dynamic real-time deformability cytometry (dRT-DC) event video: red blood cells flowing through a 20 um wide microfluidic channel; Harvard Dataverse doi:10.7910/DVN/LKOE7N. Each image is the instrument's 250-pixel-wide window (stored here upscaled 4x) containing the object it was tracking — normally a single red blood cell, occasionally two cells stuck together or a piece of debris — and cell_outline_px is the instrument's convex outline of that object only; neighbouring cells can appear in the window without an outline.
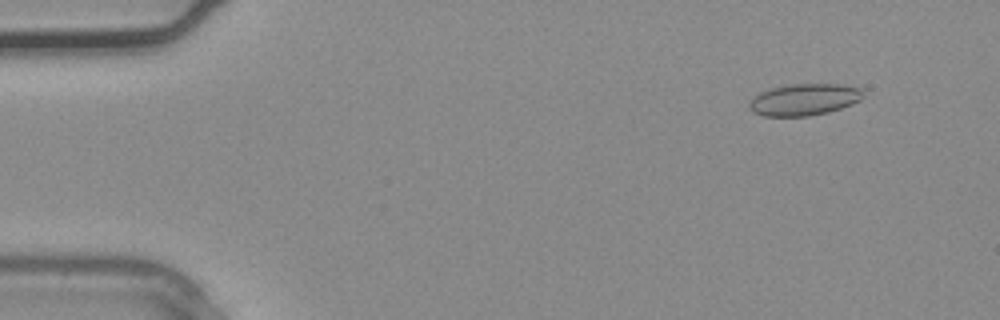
{"species": "common noctule bat (a hibernating species)", "species_latin": "Nyctalus noctula", "temperature_condition": "warm", "stored_images_in_passage": 37, "camera_frame_rate_fps": 3000, "um_per_image_px": 0.085, "animal": {"sex": "male", "body_mass_g": 20.4}, "frame": {"image": 1, "passage_image": 4, "time_ms": 1.0, "image_size_px": [1000, 320], "cell_outline_px": [[864, 96], [860, 100], [852, 104], [828, 112], [808, 116], [764, 116], [752, 112], [748, 108], [748, 104], [760, 92], [768, 88], [792, 84], [840, 84], [864, 88]], "centroid_in_image_um": [68.37, 8.46], "position_along_channel_um": 16.6, "area_um2": 21.21}}
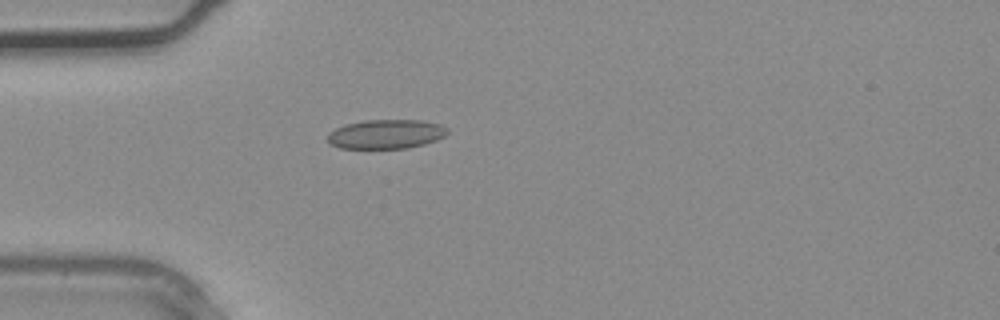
{"frame": {"image": 2, "passage_image": 11, "time_ms": 3.333, "image_size_px": [1000, 320], "cell_outline_px": [[448, 132], [444, 136], [436, 140], [424, 144], [408, 148], [340, 148], [328, 144], [328, 132], [344, 124], [364, 120], [420, 120], [440, 124], [448, 128]], "centroid_in_image_um": [32.79, 11.4], "position_along_channel_um": 52.2, "area_um2": 20.52}}
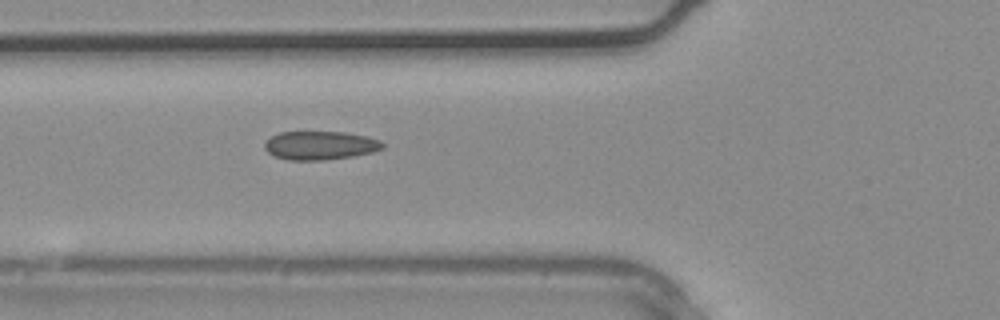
{"frame": {"image": 3, "passage_image": 14, "time_ms": 4.333, "image_size_px": [1000, 320], "cell_outline_px": [[384, 148], [372, 152], [352, 156], [324, 160], [288, 160], [272, 156], [264, 148], [264, 144], [272, 136], [280, 132], [344, 132], [368, 136], [380, 140], [384, 144]], "centroid_in_image_um": [27.21, 12.36], "position_along_channel_um": 98.6, "area_um2": 19.71}}